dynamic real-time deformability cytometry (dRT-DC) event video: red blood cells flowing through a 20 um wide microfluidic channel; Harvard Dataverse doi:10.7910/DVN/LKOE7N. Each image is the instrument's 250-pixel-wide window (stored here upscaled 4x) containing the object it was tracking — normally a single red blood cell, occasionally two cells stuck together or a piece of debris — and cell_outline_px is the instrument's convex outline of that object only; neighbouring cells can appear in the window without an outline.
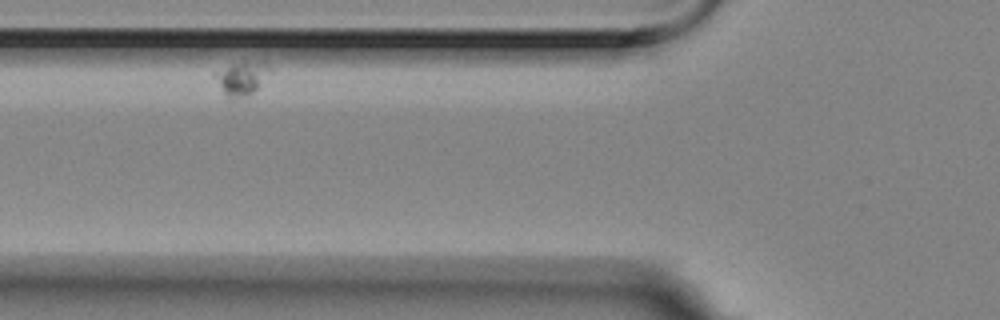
{"species": "Egyptian fruit bat (a non-hibernating species)", "species_latin": "Rousettus aegyptiacus", "temperature_condition": "room temperature", "stored_images_in_passage": 9, "camera_frame_rate_fps": 3000, "um_per_image_px": 0.085, "animal": {"sex": "female"}, "frame": {"image": 1, "passage_image": 2, "time_ms": 0.333, "image_size_px": [1000, 320], "cell_outline_px": [[272, 72], [252, 92], [244, 96], [228, 100], [212, 76], [212, 72], [232, 64], [244, 60], [264, 60], [272, 68]], "centroid_in_image_um": [20.54, 6.59], "position_along_channel_um": 105.3, "area_um2": 11.21}}
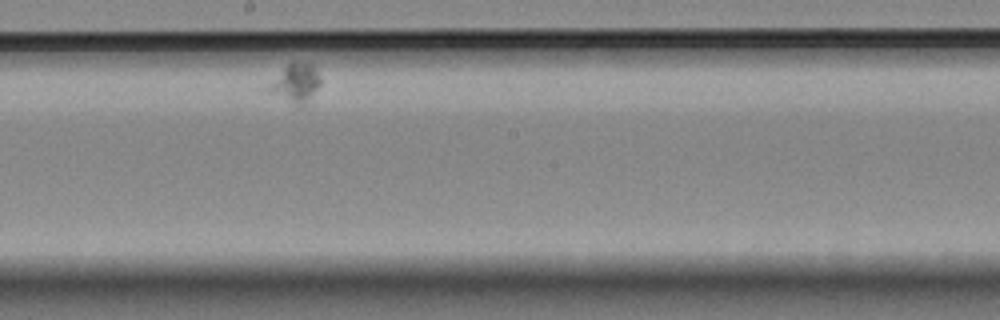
{"frame": {"image": 2, "passage_image": 6, "time_ms": 1.667, "image_size_px": [1000, 320], "cell_outline_px": [[320, 84], [304, 104], [300, 108], [296, 108], [268, 88], [268, 84], [292, 60], [296, 60], [312, 64], [320, 76]], "centroid_in_image_um": [25.16, 7.04], "position_along_channel_um": 223.0, "area_um2": 11.44}}
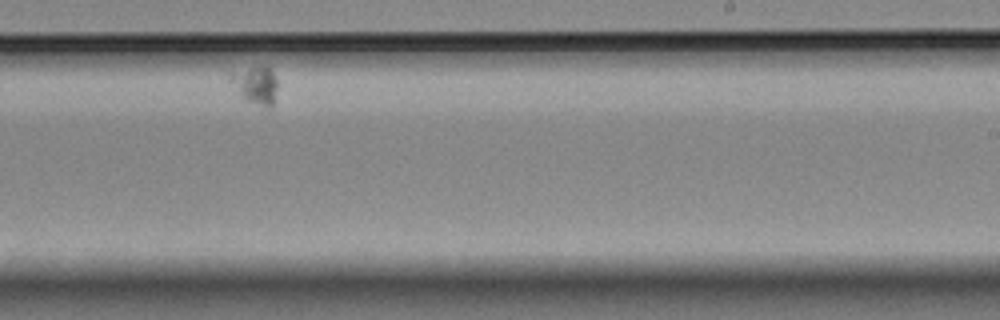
{"frame": {"image": 3, "passage_image": 7, "time_ms": 2.0, "image_size_px": [1000, 320], "cell_outline_px": [[276, 100], [272, 108], [268, 108], [248, 100], [228, 80], [228, 72], [264, 64], [272, 72], [276, 80]], "centroid_in_image_um": [21.73, 7.19], "position_along_channel_um": 267.3, "area_um2": 10.35}}